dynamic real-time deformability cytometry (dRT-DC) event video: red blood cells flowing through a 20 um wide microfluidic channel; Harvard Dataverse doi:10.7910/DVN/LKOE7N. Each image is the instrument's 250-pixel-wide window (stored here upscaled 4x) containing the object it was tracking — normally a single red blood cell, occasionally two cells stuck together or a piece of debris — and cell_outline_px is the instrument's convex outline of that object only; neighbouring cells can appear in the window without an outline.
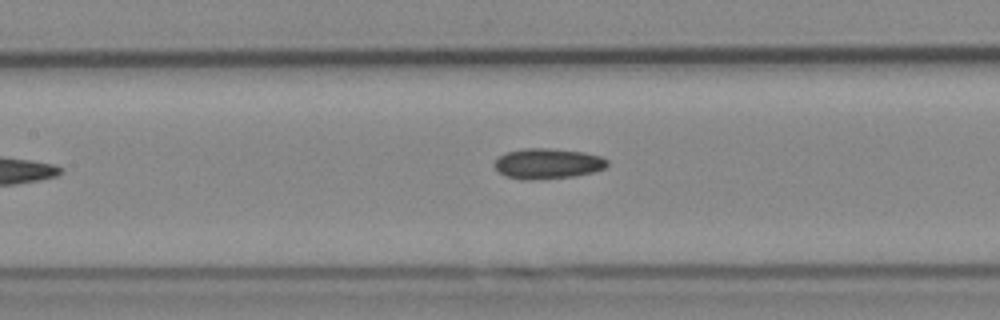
{"species": "Egyptian fruit bat (a non-hibernating species)", "species_latin": "Rousettus aegyptiacus", "temperature_condition": "cold", "stored_images_in_passage": 7, "segment_of_instrument_passage": [1, 2], "camera_frame_rate_fps": 3000, "um_per_image_px": 0.085, "animal": {"sex": "female"}, "frame": {"image": 1, "passage_image": 6, "time_ms": 6.667, "image_size_px": [1000, 320], "cell_outline_px": [[608, 164], [604, 168], [592, 172], [576, 176], [532, 180], [524, 180], [504, 176], [492, 164], [500, 156], [508, 152], [524, 148], [548, 148], [584, 152], [600, 156], [608, 160]], "centroid_in_image_um": [46.54, 13.91], "position_along_channel_um": 160.9, "area_um2": 20.0}}